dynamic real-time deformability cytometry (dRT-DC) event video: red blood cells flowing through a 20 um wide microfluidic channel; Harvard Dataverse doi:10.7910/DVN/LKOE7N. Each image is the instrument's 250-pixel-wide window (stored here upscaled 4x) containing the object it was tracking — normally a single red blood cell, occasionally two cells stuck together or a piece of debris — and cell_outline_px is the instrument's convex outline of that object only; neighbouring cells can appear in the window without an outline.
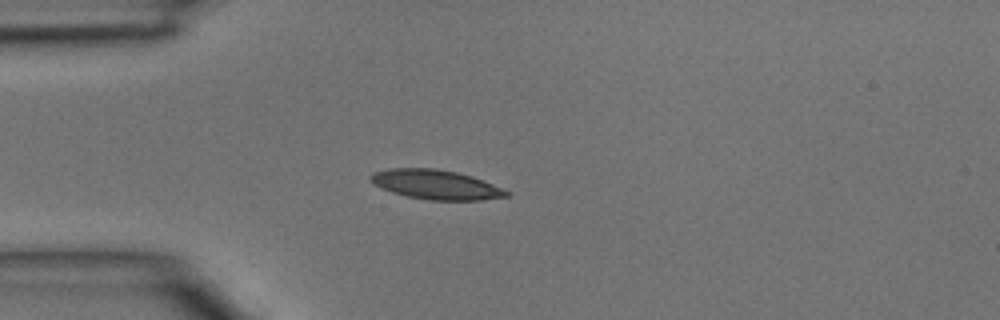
{"species": "common noctule bat (a hibernating species)", "species_latin": "Nyctalus noctula", "temperature_condition": "room temperature", "stored_images_in_passage": 3, "camera_frame_rate_fps": 3000, "um_per_image_px": 0.085, "animal": {"sex": "male", "body_mass_g": 15.6}, "frame": {"image": 1, "passage_image": 3, "time_ms": 0.667, "image_size_px": [1000, 320], "cell_outline_px": [[512, 192], [508, 196], [480, 200], [428, 200], [408, 196], [392, 192], [376, 184], [368, 176], [372, 172], [388, 168], [436, 168], [456, 172], [472, 176]], "centroid_in_image_um": [37.06, 15.68], "position_along_channel_um": 47.9, "area_um2": 23.18}}